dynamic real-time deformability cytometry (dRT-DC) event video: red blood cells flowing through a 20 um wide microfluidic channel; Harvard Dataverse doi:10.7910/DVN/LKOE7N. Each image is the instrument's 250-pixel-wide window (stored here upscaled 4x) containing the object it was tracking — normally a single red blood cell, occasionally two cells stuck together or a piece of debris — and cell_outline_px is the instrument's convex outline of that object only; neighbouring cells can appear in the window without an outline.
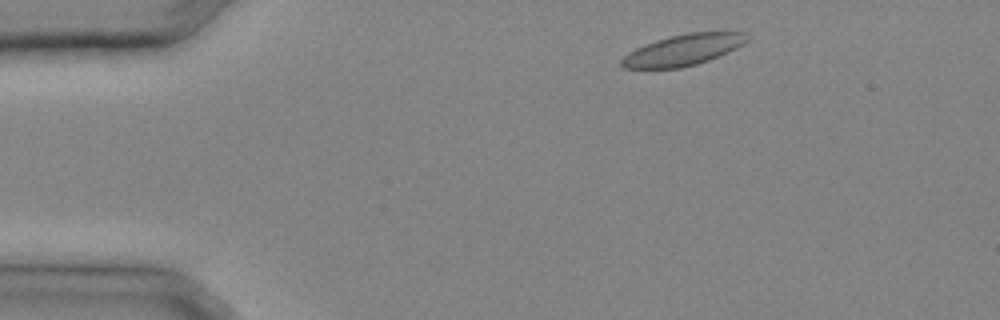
{"species": "common noctule bat (a hibernating species)", "species_latin": "Nyctalus noctula", "temperature_condition": "cold", "stored_images_in_passage": 25, "camera_frame_rate_fps": 3000, "um_per_image_px": 0.085, "animal": {"sex": "male", "body_mass_g": 20.4}, "frame": {"image": 1, "passage_image": 2, "time_ms": 0.333, "image_size_px": [1000, 320], "cell_outline_px": [[748, 40], [744, 44], [736, 48], [708, 60], [696, 64], [680, 68], [624, 68], [620, 64], [620, 60], [628, 52], [644, 44], [656, 40], [688, 32], [744, 32]], "centroid_in_image_um": [58.04, 4.24], "position_along_channel_um": 27.0, "area_um2": 22.48}}
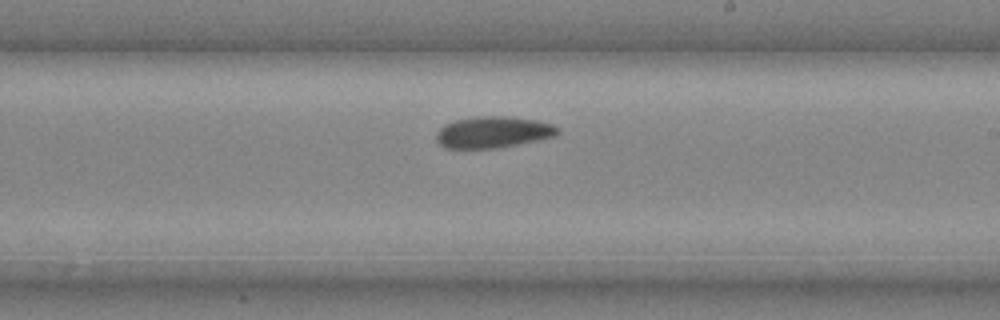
{"frame": {"image": 2, "passage_image": 16, "time_ms": 5.0, "image_size_px": [1000, 320], "cell_outline_px": [[560, 132], [556, 136], [540, 140], [496, 148], [444, 148], [436, 140], [436, 132], [444, 124], [456, 120], [476, 116], [512, 116], [536, 120], [552, 124], [560, 128]], "centroid_in_image_um": [41.94, 11.23], "position_along_channel_um": 247.1, "area_um2": 22.48}}
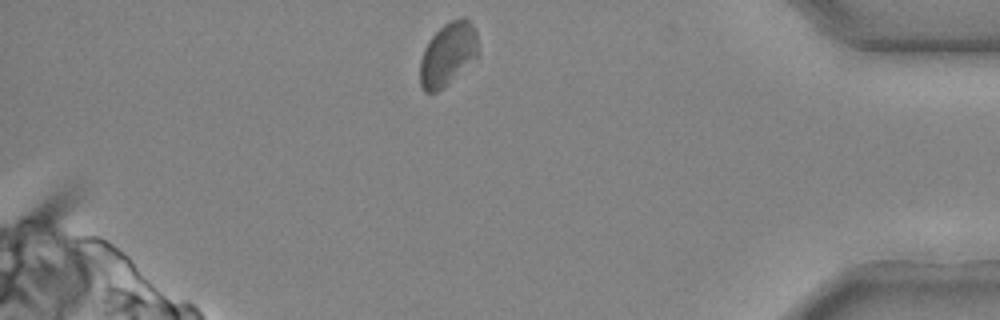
{"frame": {"image": 3, "passage_image": 25, "time_ms": 8.0, "image_size_px": [1000, 320], "cell_outline_px": [[480, 56], [436, 92], [424, 92], [420, 84], [420, 60], [424, 48], [428, 40], [444, 24], [460, 16], [464, 16], [476, 28], [480, 52]], "centroid_in_image_um": [38.11, 4.56], "position_along_channel_um": 397.1, "area_um2": 21.68}}